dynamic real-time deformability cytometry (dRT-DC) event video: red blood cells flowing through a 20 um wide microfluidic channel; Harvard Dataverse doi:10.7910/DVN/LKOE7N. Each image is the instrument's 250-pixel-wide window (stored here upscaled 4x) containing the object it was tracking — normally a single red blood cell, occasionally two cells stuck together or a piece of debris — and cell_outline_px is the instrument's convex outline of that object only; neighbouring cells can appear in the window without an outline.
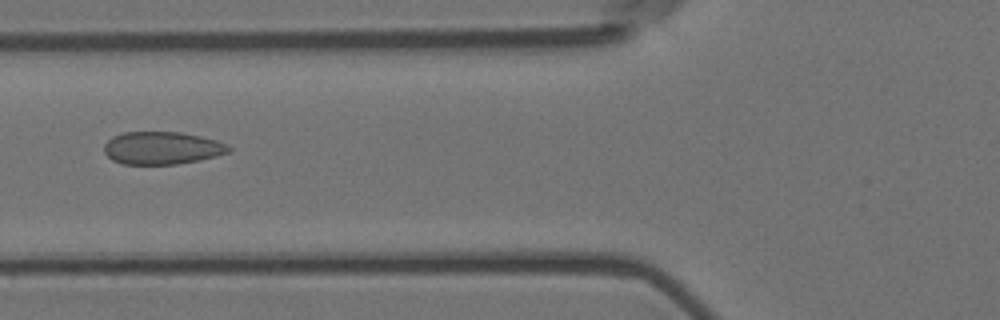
{"species": "Egyptian fruit bat (a non-hibernating species)", "species_latin": "Rousettus aegyptiacus", "temperature_condition": "room temperature", "stored_images_in_passage": 7, "camera_frame_rate_fps": 3000, "um_per_image_px": 0.085, "animal": {"sex": "female"}, "frame": {"image": 1, "passage_image": 3, "time_ms": 0.667, "image_size_px": [1000, 320], "cell_outline_px": [[232, 148], [228, 152], [216, 156], [200, 160], [176, 164], [124, 164], [112, 160], [104, 152], [104, 144], [112, 136], [124, 132], [180, 132], [200, 136], [216, 140], [228, 144]], "centroid_in_image_um": [13.77, 12.58], "position_along_channel_um": 112.0, "area_um2": 23.76}}
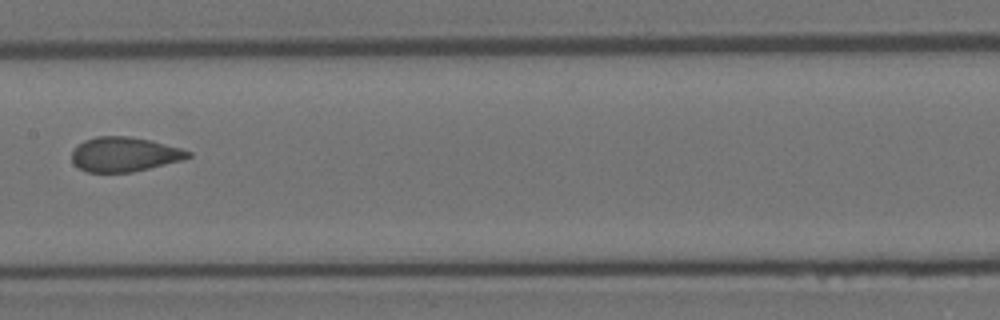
{"frame": {"image": 2, "passage_image": 5, "time_ms": 1.333, "image_size_px": [1000, 320], "cell_outline_px": [[192, 156], [180, 160], [132, 172], [88, 172], [72, 164], [72, 152], [84, 140], [96, 136], [128, 136], [152, 140], [180, 148], [192, 152]], "centroid_in_image_um": [10.56, 13.11], "position_along_channel_um": 196.8, "area_um2": 23.24}}
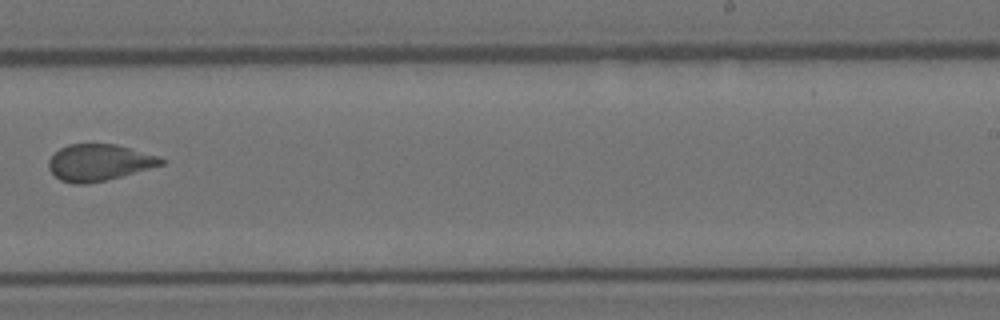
{"frame": {"image": 3, "passage_image": 7, "time_ms": 2.0, "image_size_px": [1000, 320], "cell_outline_px": [[164, 164], [120, 176], [104, 180], [84, 184], [76, 184], [60, 180], [48, 168], [48, 160], [60, 148], [68, 144], [116, 144], [160, 156], [164, 160]], "centroid_in_image_um": [8.41, 13.8], "position_along_channel_um": 280.6, "area_um2": 23.7}}